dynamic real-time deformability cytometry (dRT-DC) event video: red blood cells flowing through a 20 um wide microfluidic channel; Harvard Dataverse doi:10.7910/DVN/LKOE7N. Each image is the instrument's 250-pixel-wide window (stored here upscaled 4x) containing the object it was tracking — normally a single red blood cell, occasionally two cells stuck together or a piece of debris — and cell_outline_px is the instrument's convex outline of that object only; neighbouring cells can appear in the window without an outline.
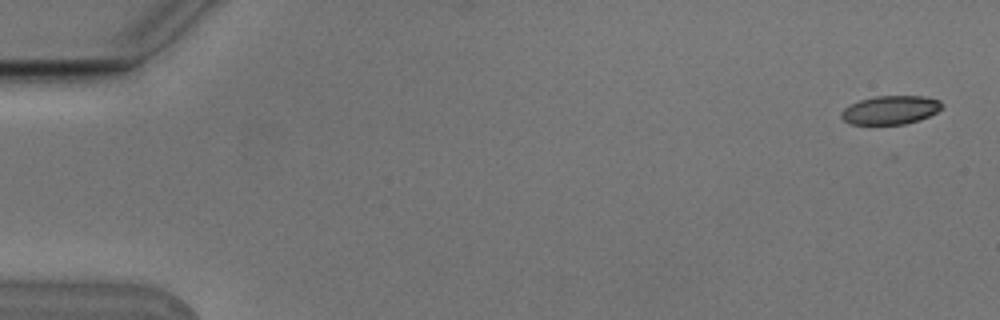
{"species": "Egyptian fruit bat (a non-hibernating species)", "species_latin": "Rousettus aegyptiacus", "temperature_condition": "cold", "stored_images_in_passage": 6, "camera_frame_rate_fps": 3000, "um_per_image_px": 0.085, "animal": {"sex": "male"}, "frame": {"image": 1, "passage_image": 1, "time_ms": 0.0, "image_size_px": [1000, 320], "cell_outline_px": [[944, 108], [920, 120], [904, 124], [852, 124], [844, 120], [840, 116], [840, 112], [844, 108], [860, 100], [876, 96], [924, 96], [940, 100], [944, 104]], "centroid_in_image_um": [75.73, 9.34], "position_along_channel_um": 9.3, "area_um2": 16.82}}
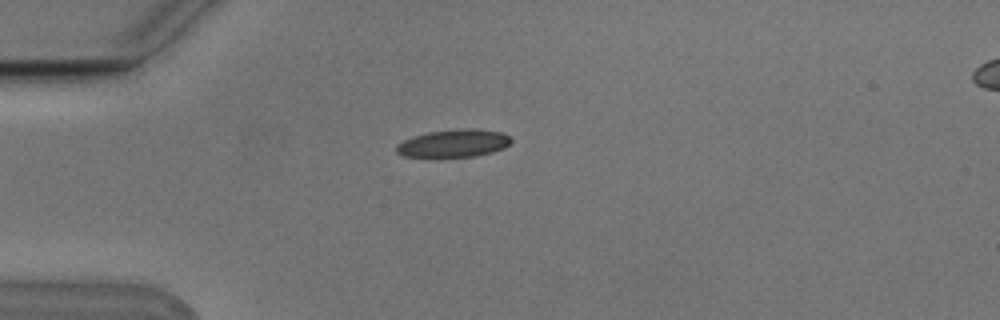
{"frame": {"image": 2, "passage_image": 4, "time_ms": 1.0, "image_size_px": [1000, 320], "cell_outline_px": [[512, 140], [504, 148], [492, 152], [476, 156], [436, 160], [428, 160], [404, 156], [396, 152], [396, 144], [412, 136], [428, 132], [456, 128], [476, 128], [504, 132]], "centroid_in_image_um": [38.5, 12.22], "position_along_channel_um": 46.5, "area_um2": 19.71}}
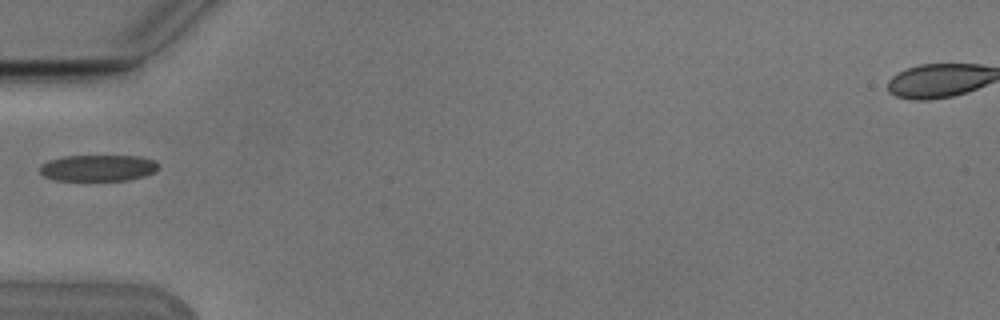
{"frame": {"image": 3, "passage_image": 5, "time_ms": 1.333, "image_size_px": [1000, 320], "cell_outline_px": [[160, 168], [144, 176], [128, 180], [52, 180], [44, 176], [40, 172], [40, 164], [48, 160], [64, 156], [140, 156], [156, 160], [160, 164]], "centroid_in_image_um": [8.35, 14.27], "position_along_channel_um": 76.7, "area_um2": 18.38}}